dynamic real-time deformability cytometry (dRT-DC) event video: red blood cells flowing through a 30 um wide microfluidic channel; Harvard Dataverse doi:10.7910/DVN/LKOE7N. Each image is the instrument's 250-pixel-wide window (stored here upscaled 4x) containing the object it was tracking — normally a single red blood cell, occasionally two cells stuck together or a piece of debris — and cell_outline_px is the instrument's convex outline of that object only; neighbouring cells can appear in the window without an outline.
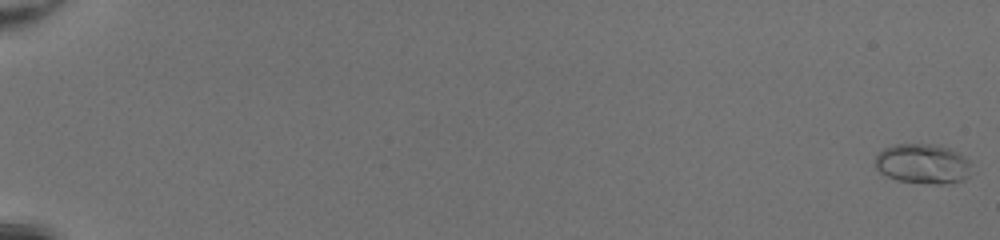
{"species": "common noctule bat (a hibernating species)", "species_latin": "Nyctalus noctula", "temperature_condition": "room temperature", "stored_images_in_passage": 52, "camera_frame_rate_fps": 3000, "um_per_image_px": 0.085, "animal": {"sex": "female", "body_mass_g": 20.0, "forearm_length_mm": 54.0}, "frame": {"image": 1, "passage_image": 1, "time_ms": 0.0, "image_size_px": [1000, 240], "cell_outline_px": [[972, 164], [968, 176], [964, 180], [944, 184], [928, 184], [896, 180], [880, 172], [876, 168], [876, 156], [884, 148], [892, 144], [928, 144], [948, 148], [964, 156]], "centroid_in_image_um": [78.44, 13.93], "position_along_channel_um": 6.6, "area_um2": 22.37}}
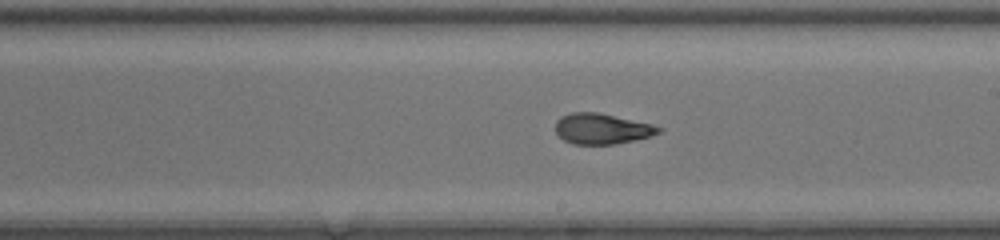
{"frame": {"image": 2, "passage_image": 33, "time_ms": 10.667, "image_size_px": [1000, 240], "cell_outline_px": [[664, 128], [660, 132], [636, 140], [616, 144], [572, 144], [564, 140], [556, 132], [556, 120], [560, 116], [572, 112], [596, 112], [652, 124]], "centroid_in_image_um": [51.15, 10.94], "position_along_channel_um": 237.9, "area_um2": 18.32}}
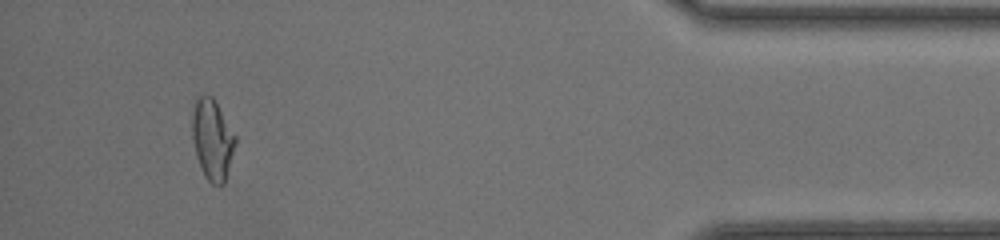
{"frame": {"image": 3, "passage_image": 49, "time_ms": 16.0, "image_size_px": [1000, 240], "cell_outline_px": [[236, 144], [224, 184], [212, 184], [204, 176], [200, 168], [196, 156], [192, 136], [192, 112], [196, 96], [212, 96], [236, 136]], "centroid_in_image_um": [18.04, 11.87], "position_along_channel_um": 417.2, "area_um2": 20.23}, "authors_computed_cell_mechanics": {"area_um2": 19.363, "velocity_mm_per_s": 4.307, "shape_relaxation_time_tau1_ms": null, "shape_relaxation_time_tau2_ms": 1.148, "deformation_change_tau1": null, "deformation_change_tau2": 0.0725}}